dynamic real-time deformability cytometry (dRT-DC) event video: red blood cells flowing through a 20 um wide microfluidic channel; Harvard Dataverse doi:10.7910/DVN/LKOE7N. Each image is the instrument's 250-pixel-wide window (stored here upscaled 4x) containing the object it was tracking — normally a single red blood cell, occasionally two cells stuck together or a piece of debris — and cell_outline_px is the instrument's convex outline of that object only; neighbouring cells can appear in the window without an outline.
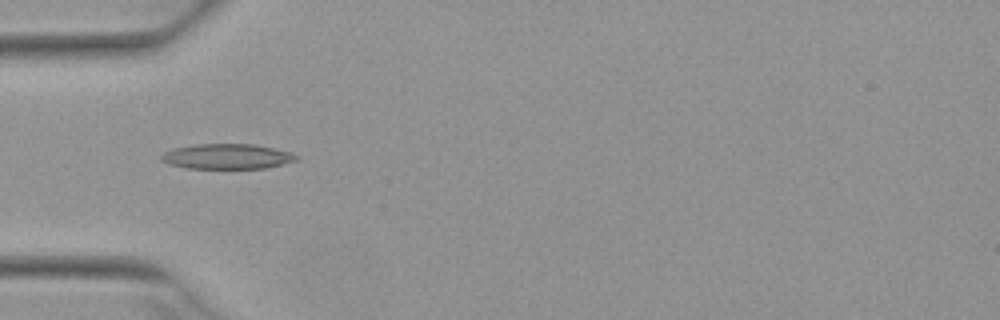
{"species": "Egyptian fruit bat (a non-hibernating species)", "species_latin": "Rousettus aegyptiacus", "temperature_condition": "warm", "stored_images_in_passage": 32, "camera_frame_rate_fps": 3000, "um_per_image_px": 0.085, "animal": {"sex": "female"}, "frame": {"image": 1, "passage_image": 1, "time_ms": 0.0, "image_size_px": [1000, 320], "cell_outline_px": [[300, 156], [296, 160], [264, 168], [188, 168], [168, 164], [160, 160], [160, 156], [164, 152], [172, 148], [196, 144], [252, 144], [292, 152]], "centroid_in_image_um": [19.26, 13.29], "position_along_channel_um": 65.7, "area_um2": 19.71}}
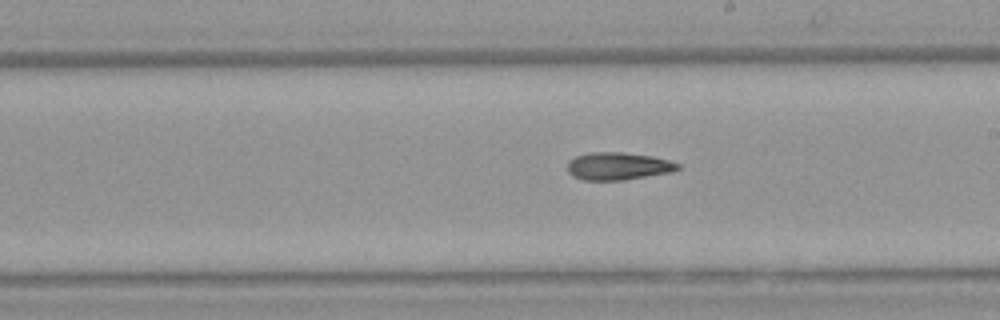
{"frame": {"image": 2, "passage_image": 14, "time_ms": 4.333, "image_size_px": [1000, 320], "cell_outline_px": [[680, 168], [672, 172], [624, 180], [584, 180], [572, 176], [568, 172], [568, 160], [576, 156], [588, 152], [624, 152], [652, 156], [668, 160], [680, 164]], "centroid_in_image_um": [52.53, 14.12], "position_along_channel_um": 236.5, "area_um2": 17.86}}
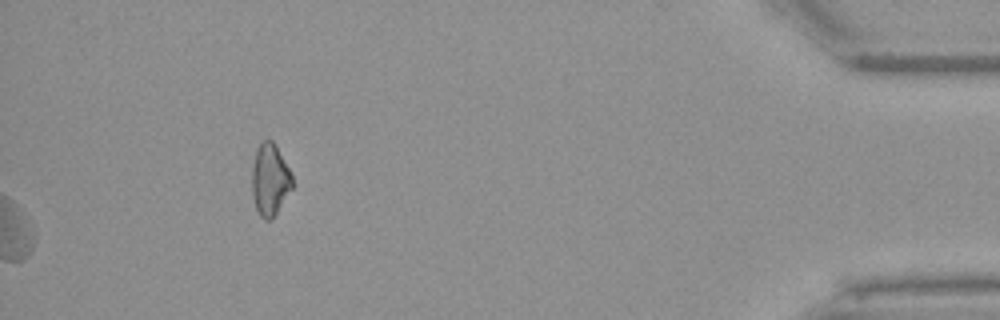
{"frame": {"image": 3, "passage_image": 32, "time_ms": 10.333, "image_size_px": [1000, 320], "cell_outline_px": [[296, 184], [272, 220], [264, 220], [260, 216], [256, 208], [252, 196], [252, 164], [256, 148], [260, 140], [272, 140], [276, 144]], "centroid_in_image_um": [22.95, 15.27], "position_along_channel_um": 412.2, "area_um2": 17.4}}